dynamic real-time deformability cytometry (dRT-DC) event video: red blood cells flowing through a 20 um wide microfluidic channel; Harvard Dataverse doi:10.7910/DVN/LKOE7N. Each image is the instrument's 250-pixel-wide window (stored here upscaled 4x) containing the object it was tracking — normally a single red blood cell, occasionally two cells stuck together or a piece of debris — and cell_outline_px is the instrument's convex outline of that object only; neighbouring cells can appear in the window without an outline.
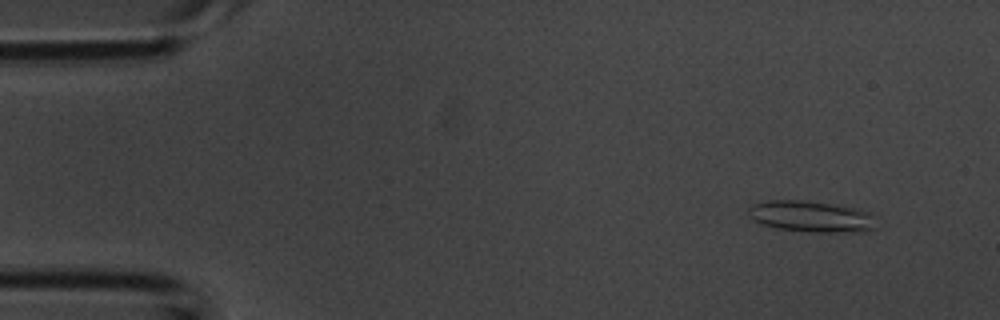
{"species": "common noctule bat (a hibernating species)", "species_latin": "Nyctalus noctula", "temperature_condition": "room temperature", "stored_images_in_passage": 25, "camera_frame_rate_fps": 3000, "um_per_image_px": 0.085, "animal": {"sex": "male", "body_mass_g": 20.1, "forearm_length_mm": 53.5}, "frame": {"image": 1, "passage_image": 4, "time_ms": 1.0, "image_size_px": [1000, 320], "cell_outline_px": [[876, 228], [864, 232], [808, 232], [776, 228], [752, 220], [748, 216], [748, 208], [752, 204], [768, 200], [800, 200], [828, 204], [852, 208], [868, 212]], "centroid_in_image_um": [68.87, 18.41], "position_along_channel_um": 16.1, "area_um2": 23.0}}
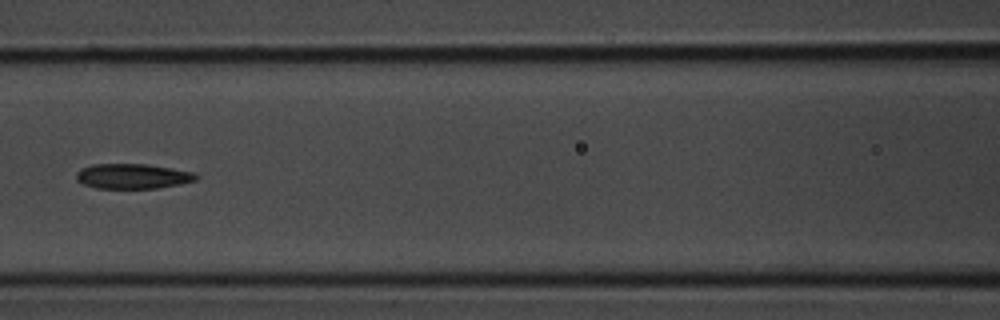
{"frame": {"image": 2, "passage_image": 19, "time_ms": 6.0, "image_size_px": [1000, 320], "cell_outline_px": [[200, 176], [196, 180], [180, 184], [156, 188], [96, 188], [84, 184], [76, 180], [76, 172], [80, 168], [92, 164], [148, 164], [196, 172]], "centroid_in_image_um": [11.29, 14.97], "position_along_channel_um": 155.3, "area_um2": 17.63}}
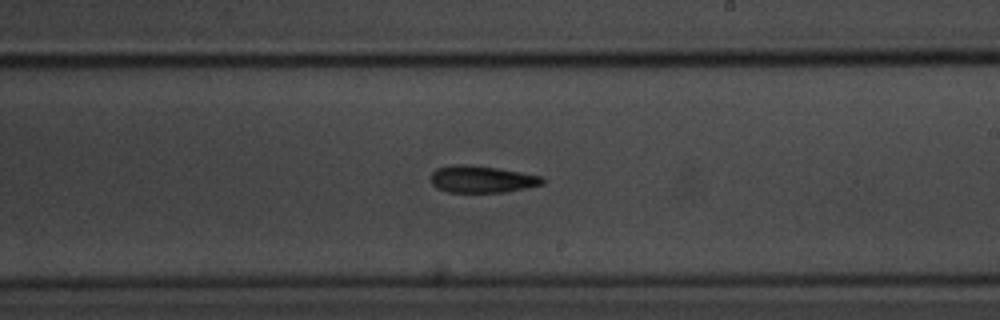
{"frame": {"image": 3, "passage_image": 25, "time_ms": 8.0, "image_size_px": [1000, 320], "cell_outline_px": [[544, 184], [504, 192], [448, 192], [436, 188], [432, 184], [432, 172], [436, 168], [452, 164], [468, 164], [496, 168], [520, 172], [540, 176], [544, 180]], "centroid_in_image_um": [40.91, 15.23], "position_along_channel_um": 248.1, "area_um2": 17.46}}